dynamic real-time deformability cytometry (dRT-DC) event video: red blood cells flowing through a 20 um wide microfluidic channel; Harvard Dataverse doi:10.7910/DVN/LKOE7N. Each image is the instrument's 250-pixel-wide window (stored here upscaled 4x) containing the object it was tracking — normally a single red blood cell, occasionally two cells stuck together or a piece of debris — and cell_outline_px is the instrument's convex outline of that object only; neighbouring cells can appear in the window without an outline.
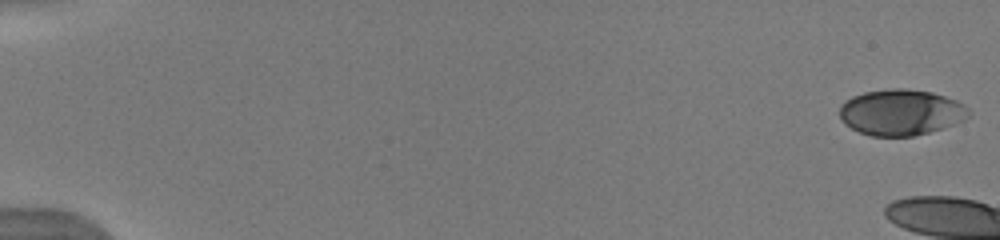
{"species": "human", "species_latin": "Homo sapiens", "temperature_condition": "warm", "stored_images_in_passage": 6, "camera_frame_rate_fps": 3000, "um_per_image_px": 0.085, "donor": {"sex": "male"}, "frame": {"image": 1, "passage_image": 1, "time_ms": 0.0, "image_size_px": [1000, 240], "cell_outline_px": [[972, 112], [964, 120], [928, 132], [912, 136], [872, 136], [860, 132], [844, 124], [840, 116], [840, 104], [844, 100], [852, 96], [864, 92], [888, 88], [908, 88], [932, 92], [956, 100], [964, 104]], "centroid_in_image_um": [76.56, 9.53], "position_along_channel_um": 8.4, "area_um2": 34.68}}